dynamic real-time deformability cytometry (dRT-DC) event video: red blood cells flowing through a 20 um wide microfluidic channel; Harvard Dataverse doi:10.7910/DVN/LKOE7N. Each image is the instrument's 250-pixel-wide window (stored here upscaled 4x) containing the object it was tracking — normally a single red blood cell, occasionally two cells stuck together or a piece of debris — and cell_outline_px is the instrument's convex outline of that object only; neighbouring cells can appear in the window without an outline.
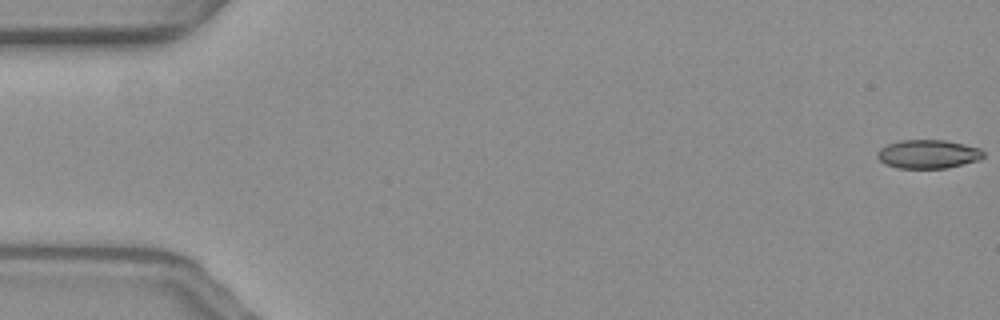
{"species": "common noctule bat (a hibernating species)", "species_latin": "Nyctalus noctula", "temperature_condition": "warm", "stored_images_in_passage": 58, "camera_frame_rate_fps": 3000, "um_per_image_px": 0.085, "animal": {"sex": "female", "body_mass_g": 19.3, "forearm_length_mm": 54.1}, "frame": {"image": 1, "passage_image": 1, "time_ms": 0.0, "image_size_px": [1000, 320], "cell_outline_px": [[984, 156], [980, 160], [948, 168], [896, 168], [880, 160], [876, 156], [876, 152], [880, 148], [888, 144], [900, 140], [944, 140], [964, 144], [980, 148], [984, 152]], "centroid_in_image_um": [78.9, 13.1], "position_along_channel_um": 6.1, "area_um2": 17.8}}
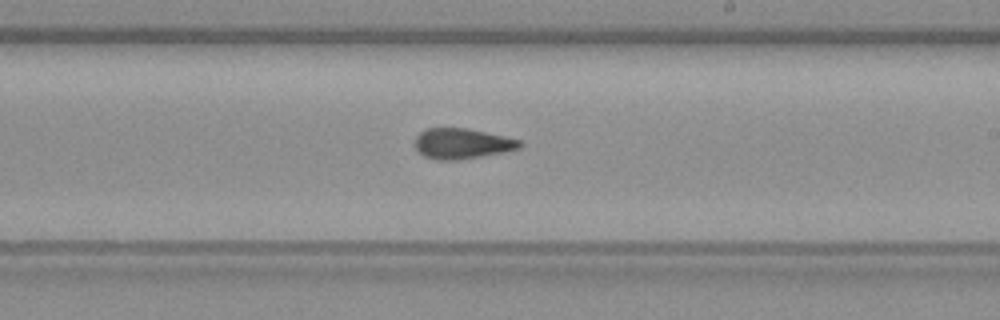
{"frame": {"image": 2, "passage_image": 34, "time_ms": 11.0, "image_size_px": [1000, 320], "cell_outline_px": [[524, 144], [520, 148], [504, 152], [460, 160], [436, 160], [424, 156], [416, 148], [416, 136], [420, 132], [428, 128], [468, 128], [504, 136], [520, 140]], "centroid_in_image_um": [39.3, 12.21], "position_along_channel_um": 249.7, "area_um2": 18.61}}
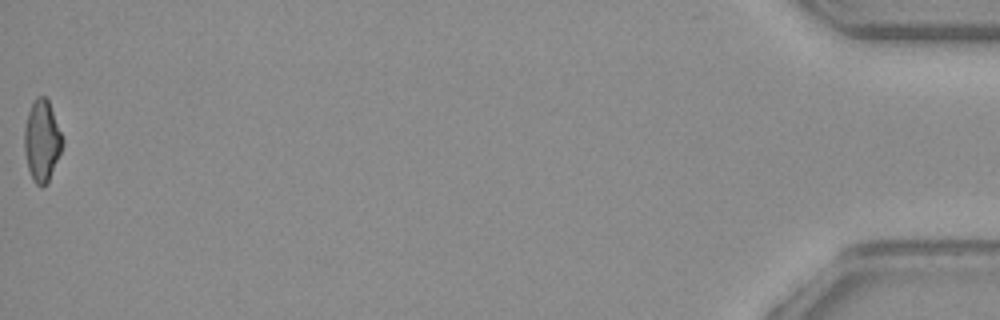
{"frame": {"image": 3, "passage_image": 58, "time_ms": 19.0, "image_size_px": [1000, 320], "cell_outline_px": [[64, 144], [48, 184], [40, 188], [32, 180], [28, 168], [24, 148], [24, 128], [28, 112], [36, 96], [44, 96], [48, 100], [64, 140]], "centroid_in_image_um": [3.57, 12.01], "position_along_channel_um": 431.6, "area_um2": 18.21}, "authors_computed_cell_mechanics": {"area_um2": 18.8139, "velocity_mm_per_s": 3.6056, "shape_relaxation_time_tau1_ms": null, "shape_relaxation_time_tau2_ms": 2.4154, "deformation_change_tau1": null, "deformation_change_tau2": 0.0885}}